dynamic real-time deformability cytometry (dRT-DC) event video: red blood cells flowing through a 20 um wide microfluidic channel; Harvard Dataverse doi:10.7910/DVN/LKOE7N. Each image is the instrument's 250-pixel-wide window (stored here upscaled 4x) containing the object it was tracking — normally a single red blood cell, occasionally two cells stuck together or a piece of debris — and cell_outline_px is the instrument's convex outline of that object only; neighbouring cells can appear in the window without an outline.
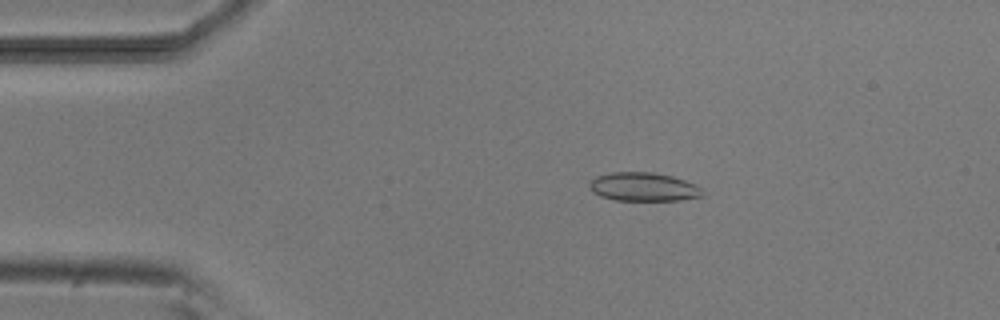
{"species": "common noctule bat (a hibernating species)", "species_latin": "Nyctalus noctula", "temperature_condition": "room temperature", "stored_images_in_passage": 5, "camera_frame_rate_fps": 3000, "um_per_image_px": 0.085, "animal": {"sex": "male", "body_mass_g": 20.5, "forearm_length_mm": 52.5}, "frame": {"image": 1, "passage_image": 3, "time_ms": 2.333, "image_size_px": [1000, 320], "cell_outline_px": [[704, 196], [680, 200], [616, 200], [600, 196], [592, 192], [588, 184], [596, 176], [612, 172], [652, 172], [672, 176], [696, 184], [704, 192]], "centroid_in_image_um": [54.7, 15.88], "position_along_channel_um": 30.3, "area_um2": 18.9}}